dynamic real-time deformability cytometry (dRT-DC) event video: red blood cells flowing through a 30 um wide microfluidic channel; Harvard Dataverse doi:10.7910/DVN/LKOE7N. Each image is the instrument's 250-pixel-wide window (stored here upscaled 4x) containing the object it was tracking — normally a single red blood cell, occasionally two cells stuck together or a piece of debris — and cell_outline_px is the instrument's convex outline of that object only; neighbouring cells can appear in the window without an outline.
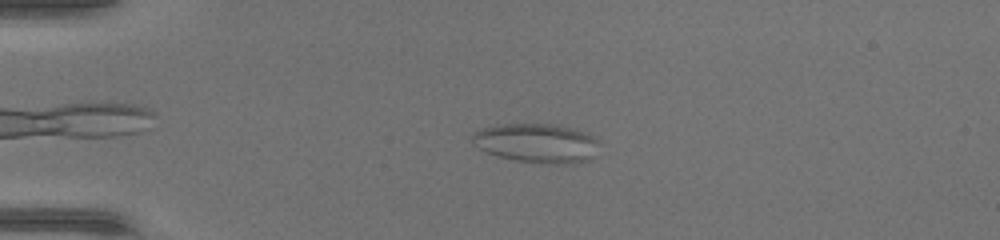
{"species": "common noctule bat (a hibernating species)", "species_latin": "Nyctalus noctula", "temperature_condition": "warm", "stored_images_in_passage": 25, "camera_frame_rate_fps": 3000, "um_per_image_px": 0.085, "animal": {"sex": "female", "body_mass_g": 17.0, "forearm_length_mm": 48.0}, "frame": {"image": 1, "passage_image": 10, "time_ms": 3.0, "image_size_px": [1000, 240], "cell_outline_px": [[596, 140], [588, 160], [572, 164], [548, 164], [516, 160], [496, 156], [472, 144], [468, 136], [484, 128], [504, 124], [552, 124], [572, 128], [592, 136]], "centroid_in_image_um": [45.52, 12.17], "position_along_channel_um": 39.5, "area_um2": 28.44}}
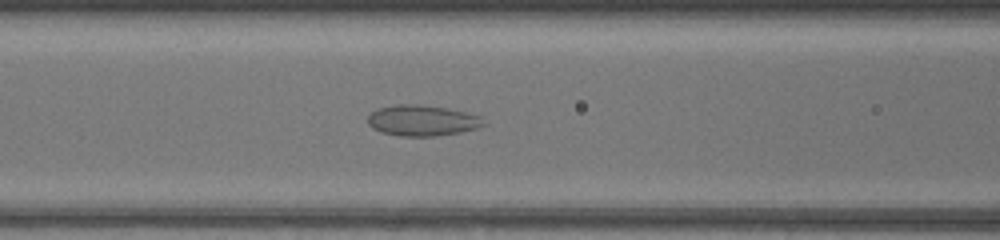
{"frame": {"image": 2, "passage_image": 19, "time_ms": 6.0, "image_size_px": [1000, 240], "cell_outline_px": [[484, 124], [476, 128], [460, 132], [436, 136], [400, 136], [380, 132], [372, 128], [368, 124], [368, 116], [376, 108], [396, 104], [420, 104], [448, 108], [480, 116]], "centroid_in_image_um": [35.83, 10.23], "position_along_channel_um": 130.8, "area_um2": 20.81}}
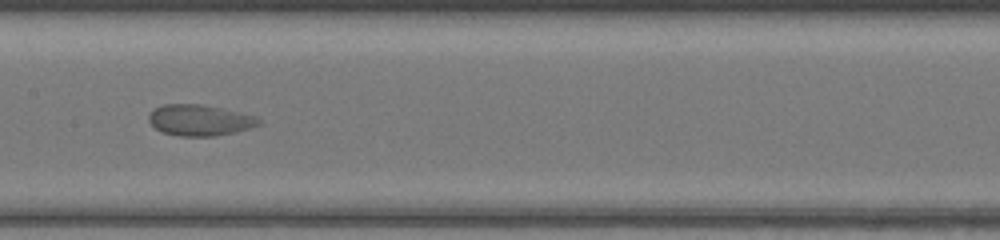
{"frame": {"image": 3, "passage_image": 23, "time_ms": 7.333, "image_size_px": [1000, 240], "cell_outline_px": [[260, 124], [236, 132], [216, 136], [180, 136], [164, 132], [156, 128], [148, 120], [148, 116], [156, 108], [164, 104], [200, 104], [220, 108], [256, 116], [260, 120]], "centroid_in_image_um": [16.98, 10.22], "position_along_channel_um": 190.4, "area_um2": 19.59}}